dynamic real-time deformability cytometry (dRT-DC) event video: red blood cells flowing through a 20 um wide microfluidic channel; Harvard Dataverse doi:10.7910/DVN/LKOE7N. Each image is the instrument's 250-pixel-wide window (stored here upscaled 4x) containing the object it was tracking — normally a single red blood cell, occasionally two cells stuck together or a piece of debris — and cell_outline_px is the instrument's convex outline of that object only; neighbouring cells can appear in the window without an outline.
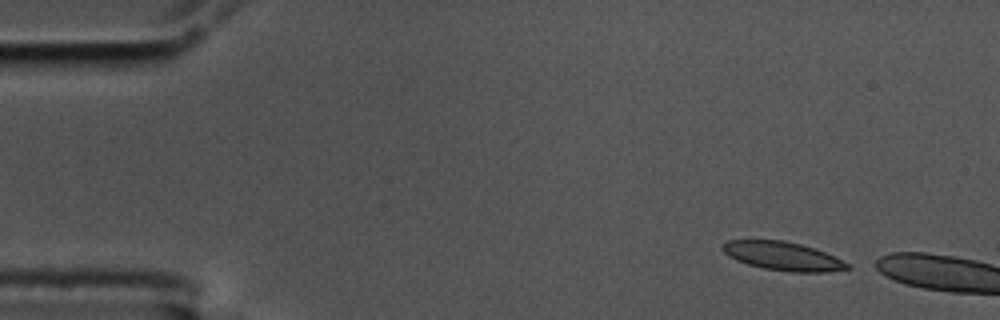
{"species": "common noctule bat (a hibernating species)", "species_latin": "Nyctalus noctula", "temperature_condition": "cold", "stored_images_in_passage": 2, "camera_frame_rate_fps": 3000, "um_per_image_px": 0.085, "animal": {"sex": "male", "body_mass_g": 17.5, "forearm_length_mm": 52.3}, "frame": {"image": 1, "passage_image": 1, "time_ms": 0.0, "image_size_px": [1000, 320], "cell_outline_px": [[852, 268], [824, 272], [788, 272], [764, 268], [748, 264], [736, 260], [728, 256], [720, 248], [720, 244], [728, 240], [784, 240], [800, 244], [824, 252], [852, 264]], "centroid_in_image_um": [66.52, 21.77], "position_along_channel_um": 18.5, "area_um2": 20.87}}